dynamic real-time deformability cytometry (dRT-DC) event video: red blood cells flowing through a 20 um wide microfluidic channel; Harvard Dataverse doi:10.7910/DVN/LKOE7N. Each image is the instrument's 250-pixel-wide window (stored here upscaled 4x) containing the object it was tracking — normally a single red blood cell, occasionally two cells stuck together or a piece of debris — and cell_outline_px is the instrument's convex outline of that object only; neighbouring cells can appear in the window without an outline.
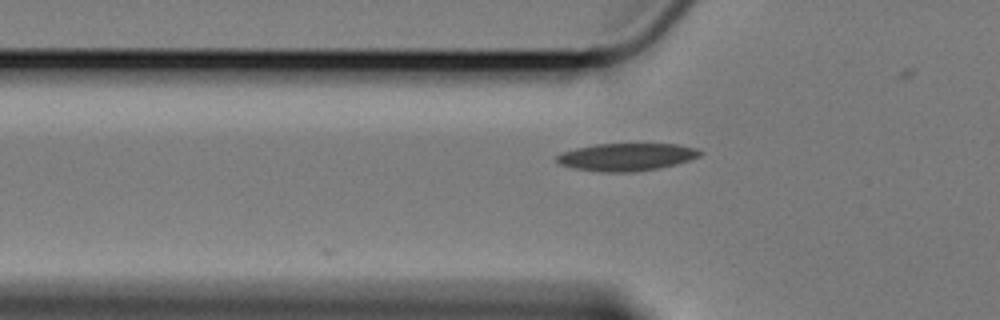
{"species": "Egyptian fruit bat (a non-hibernating species)", "species_latin": "Rousettus aegyptiacus", "temperature_condition": "cold", "stored_images_in_passage": 17, "camera_frame_rate_fps": 3000, "um_per_image_px": 0.085, "animal": {"sex": "female"}, "frame": {"image": 1, "passage_image": 3, "time_ms": 0.667, "image_size_px": [1000, 320], "cell_outline_px": [[704, 152], [700, 156], [676, 164], [660, 168], [636, 172], [600, 172], [572, 168], [560, 164], [556, 160], [556, 156], [560, 152], [576, 148], [596, 144], [676, 144], [696, 148]], "centroid_in_image_um": [53.24, 13.35], "position_along_channel_um": 72.6, "area_um2": 23.18}}
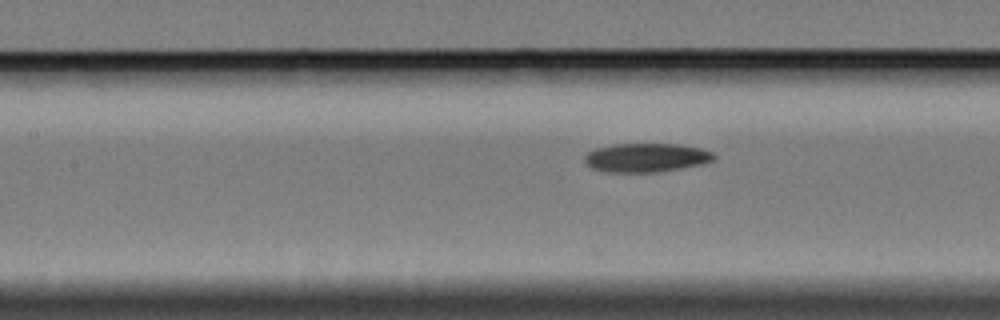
{"frame": {"image": 2, "passage_image": 10, "time_ms": 3.0, "image_size_px": [1000, 320], "cell_outline_px": [[716, 160], [704, 164], [660, 172], [604, 172], [592, 168], [584, 160], [584, 156], [588, 152], [596, 148], [616, 144], [676, 144], [700, 148], [712, 152], [716, 156]], "centroid_in_image_um": [54.96, 13.41], "position_along_channel_um": 152.4, "area_um2": 21.85}}
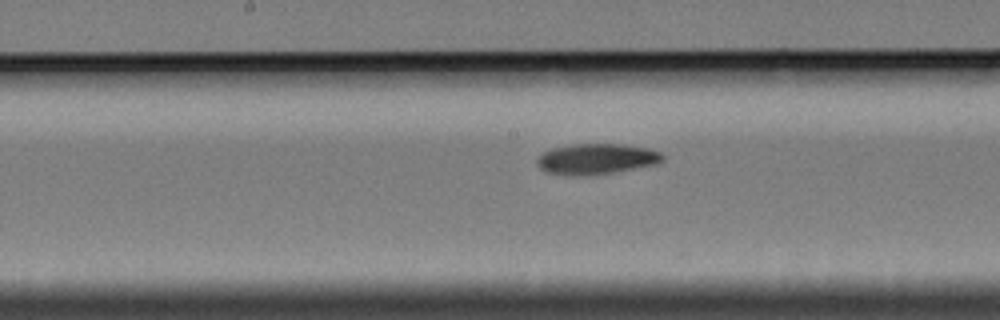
{"frame": {"image": 3, "passage_image": 14, "time_ms": 4.333, "image_size_px": [1000, 320], "cell_outline_px": [[664, 160], [660, 164], [588, 176], [564, 176], [544, 172], [536, 164], [536, 160], [544, 152], [552, 148], [572, 144], [624, 144], [648, 148], [660, 152], [664, 156]], "centroid_in_image_um": [50.69, 13.52], "position_along_channel_um": 197.5, "area_um2": 22.83}}